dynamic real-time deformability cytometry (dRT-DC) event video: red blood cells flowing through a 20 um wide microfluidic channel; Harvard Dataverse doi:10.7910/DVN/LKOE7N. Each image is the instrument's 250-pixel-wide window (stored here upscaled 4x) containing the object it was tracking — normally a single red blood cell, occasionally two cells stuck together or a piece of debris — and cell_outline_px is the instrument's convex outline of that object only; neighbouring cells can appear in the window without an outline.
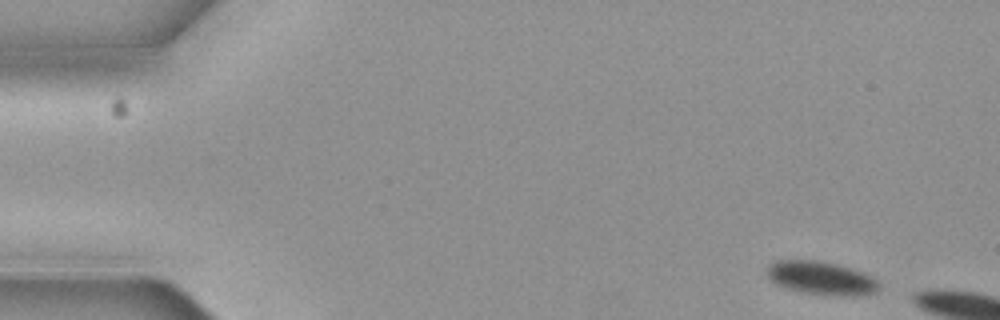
{"species": "common noctule bat (a hibernating species)", "species_latin": "Nyctalus noctula", "temperature_condition": "cold", "stored_images_in_passage": 8, "camera_frame_rate_fps": 3000, "um_per_image_px": 0.085, "animal": {"sex": "female", "body_mass_g": 19.3, "forearm_length_mm": 54.1}, "frame": {"image": 1, "passage_image": 1, "time_ms": 0.0, "image_size_px": [1000, 320], "cell_outline_px": [[880, 288], [876, 292], [860, 296], [840, 296], [804, 292], [784, 288], [776, 284], [768, 276], [768, 264], [776, 260], [816, 260], [836, 264], [852, 268], [872, 276], [880, 284]], "centroid_in_image_um": [69.83, 23.64], "position_along_channel_um": 15.2, "area_um2": 21.85}}